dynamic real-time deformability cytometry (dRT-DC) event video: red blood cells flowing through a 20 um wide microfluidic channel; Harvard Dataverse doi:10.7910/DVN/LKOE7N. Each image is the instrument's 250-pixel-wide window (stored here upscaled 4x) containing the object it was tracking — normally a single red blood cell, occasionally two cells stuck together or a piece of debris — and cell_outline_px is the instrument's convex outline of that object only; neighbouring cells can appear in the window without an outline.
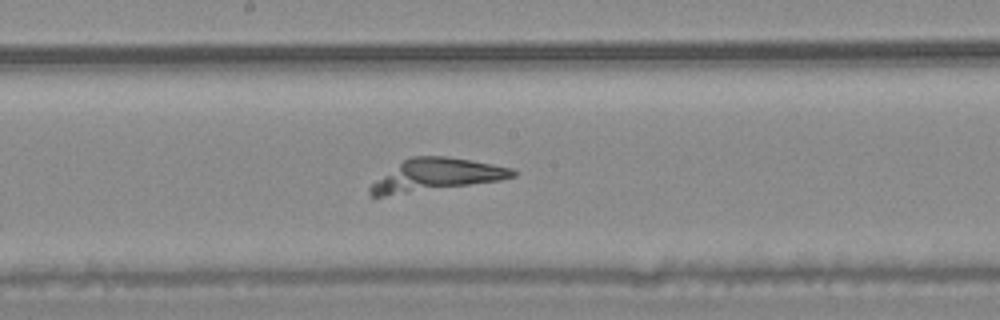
{"species": "common noctule bat (a hibernating species)", "species_latin": "Nyctalus noctula", "temperature_condition": "warm", "stored_images_in_passage": 50, "camera_frame_rate_fps": 3000, "um_per_image_px": 0.085, "animal": {"sex": "male", "body_mass_g": 20.4}, "frame": {"image": 1, "passage_image": 29, "time_ms": 9.333, "image_size_px": [1000, 320], "cell_outline_px": [[516, 176], [500, 180], [384, 196], [368, 196], [368, 188], [372, 184], [404, 160], [412, 156], [448, 156], [492, 164], [512, 168], [516, 172]], "centroid_in_image_um": [37.09, 14.87], "position_along_channel_um": 211.1, "area_um2": 26.18}}
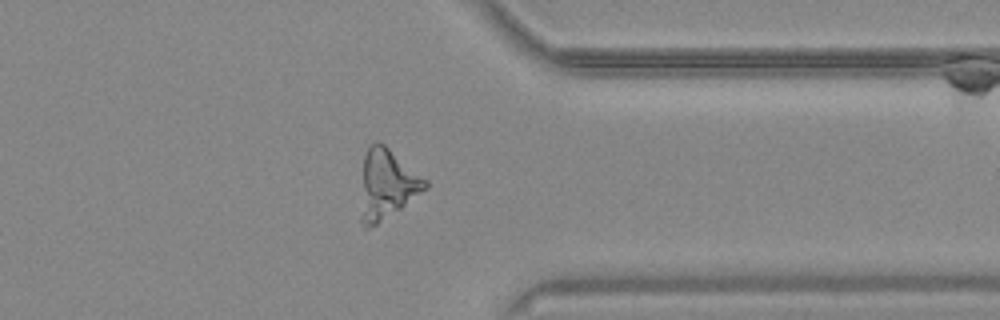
{"frame": {"image": 2, "passage_image": 43, "time_ms": 14.0, "image_size_px": [1000, 320], "cell_outline_px": [[428, 184], [420, 192], [400, 208], [376, 224], [368, 228], [364, 228], [360, 220], [360, 216], [364, 156], [368, 148], [376, 140], [384, 144], [428, 180]], "centroid_in_image_um": [32.85, 15.65], "position_along_channel_um": 378.5, "area_um2": 25.55}}